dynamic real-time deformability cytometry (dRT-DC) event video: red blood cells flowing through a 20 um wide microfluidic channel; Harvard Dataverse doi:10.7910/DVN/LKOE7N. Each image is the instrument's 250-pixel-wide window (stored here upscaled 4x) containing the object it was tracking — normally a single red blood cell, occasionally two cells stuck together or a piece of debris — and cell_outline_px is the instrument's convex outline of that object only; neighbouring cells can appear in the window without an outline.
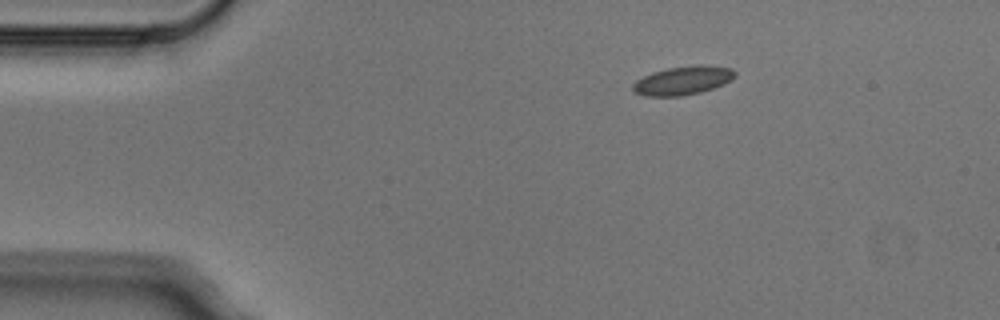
{"species": "Egyptian fruit bat (a non-hibernating species)", "species_latin": "Rousettus aegyptiacus", "temperature_condition": "cold", "stored_images_in_passage": 3, "camera_frame_rate_fps": 3000, "um_per_image_px": 0.085, "animal": {"sex": "male"}, "frame": {"image": 1, "passage_image": 1, "time_ms": 0.0, "image_size_px": [1000, 320], "cell_outline_px": [[736, 76], [732, 80], [724, 84], [700, 92], [680, 96], [644, 96], [632, 92], [632, 84], [636, 80], [652, 72], [668, 68], [700, 64], [732, 68], [736, 72]], "centroid_in_image_um": [58.03, 6.84], "position_along_channel_um": 27.0, "area_um2": 17.17}}